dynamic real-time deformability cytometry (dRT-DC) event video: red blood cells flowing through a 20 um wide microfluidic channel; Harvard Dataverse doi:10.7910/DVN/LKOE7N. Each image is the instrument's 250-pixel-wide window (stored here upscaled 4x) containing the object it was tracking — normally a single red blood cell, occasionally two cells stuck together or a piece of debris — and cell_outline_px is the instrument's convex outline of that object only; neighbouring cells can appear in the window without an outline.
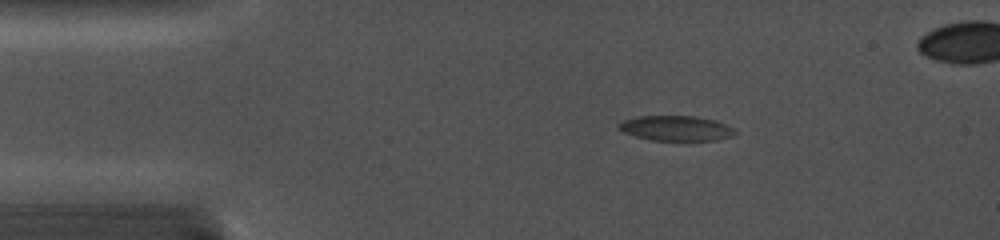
{"species": "common noctule bat (a hibernating species)", "species_latin": "Nyctalus noctula", "temperature_condition": "cold", "stored_images_in_passage": 15, "segment_of_instrument_passage": [1, 2], "camera_frame_rate_fps": 5000, "um_per_image_px": 0.085, "animal": {"sex": "female", "body_mass_g": 19.0, "forearm_length_mm": 56.7}, "frame": {"image": 1, "passage_image": 2, "time_ms": 1.0, "image_size_px": [1000, 240], "cell_outline_px": [[740, 132], [736, 136], [716, 140], [652, 140], [636, 136], [624, 132], [616, 128], [616, 124], [624, 120], [636, 116], [696, 116], [716, 120]], "centroid_in_image_um": [57.49, 10.9], "position_along_channel_um": 27.5, "area_um2": 17.17}}
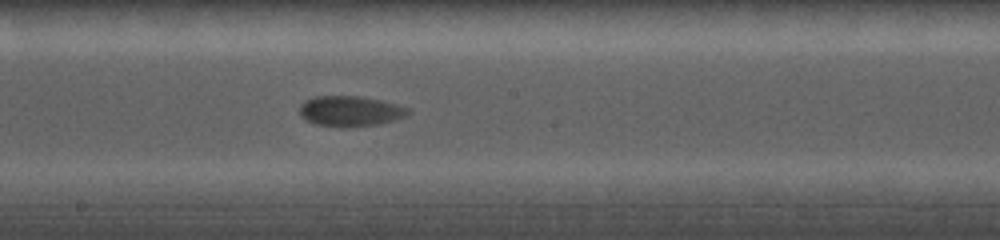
{"frame": {"image": 2, "passage_image": 8, "time_ms": 7.4, "image_size_px": [1000, 240], "cell_outline_px": [[412, 112], [404, 116], [380, 124], [312, 124], [304, 120], [300, 116], [300, 104], [304, 100], [316, 96], [364, 96], [396, 104], [408, 108]], "centroid_in_image_um": [29.74, 9.39], "position_along_channel_um": 218.5, "area_um2": 18.55}}
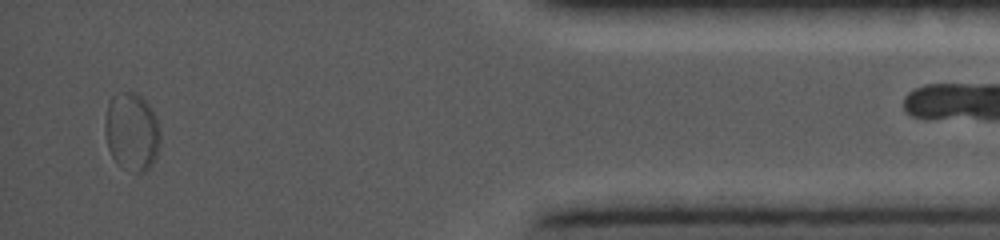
{"frame": {"image": 3, "passage_image": 14, "time_ms": 13.8, "image_size_px": [1000, 240], "cell_outline_px": [[160, 140], [156, 156], [148, 168], [144, 172], [136, 172], [120, 164], [112, 156], [108, 148], [104, 132], [104, 124], [108, 104], [112, 96], [124, 92], [136, 92], [148, 104], [160, 128]], "centroid_in_image_um": [11.19, 11.17], "position_along_channel_um": 424.0, "area_um2": 24.74}}